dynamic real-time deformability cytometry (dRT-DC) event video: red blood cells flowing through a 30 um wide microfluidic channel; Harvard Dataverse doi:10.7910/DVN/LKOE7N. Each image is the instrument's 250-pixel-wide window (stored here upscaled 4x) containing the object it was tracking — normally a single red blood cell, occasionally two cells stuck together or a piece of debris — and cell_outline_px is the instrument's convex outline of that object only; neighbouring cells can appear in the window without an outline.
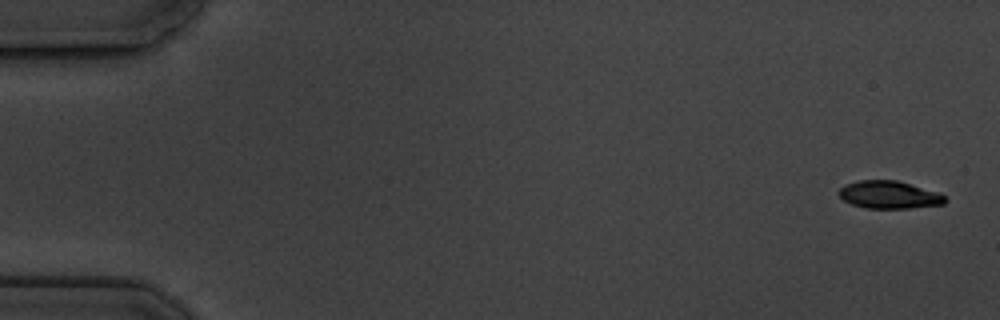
{"species": "common noctule bat (a hibernating species)", "species_latin": "Nyctalus noctula", "temperature_condition": "cold", "stored_images_in_passage": 6, "camera_frame_rate_fps": 3000, "um_per_image_px": 0.085, "animal": {"sex": "male", "body_mass_g": 19.5, "forearm_length_mm": 54.6}, "frame": {"image": 1, "passage_image": 1, "time_ms": 0.0, "image_size_px": [1000, 320], "cell_outline_px": [[948, 200], [944, 204], [908, 208], [864, 208], [852, 204], [844, 200], [840, 196], [840, 188], [844, 184], [860, 180], [896, 180], [940, 192]], "centroid_in_image_um": [75.6, 16.55], "position_along_channel_um": 9.4, "area_um2": 17.11}}
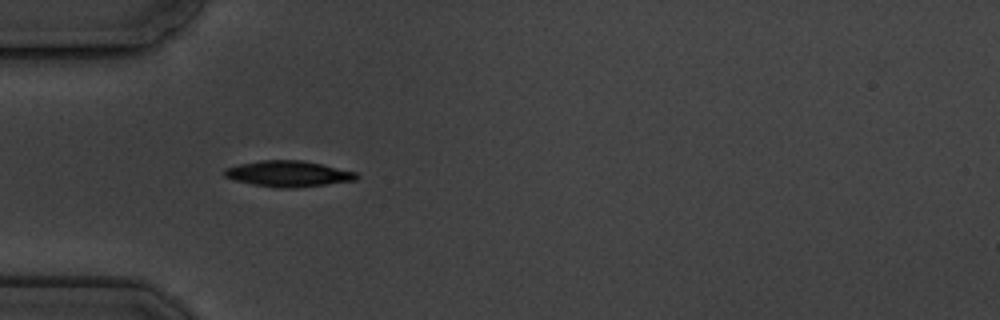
{"frame": {"image": 2, "passage_image": 5, "time_ms": 5.333, "image_size_px": [1000, 320], "cell_outline_px": [[356, 180], [292, 188], [276, 188], [252, 184], [236, 180], [224, 176], [224, 168], [240, 164], [260, 160], [304, 160], [356, 172]], "centroid_in_image_um": [24.46, 14.76], "position_along_channel_um": 60.5, "area_um2": 19.71}}